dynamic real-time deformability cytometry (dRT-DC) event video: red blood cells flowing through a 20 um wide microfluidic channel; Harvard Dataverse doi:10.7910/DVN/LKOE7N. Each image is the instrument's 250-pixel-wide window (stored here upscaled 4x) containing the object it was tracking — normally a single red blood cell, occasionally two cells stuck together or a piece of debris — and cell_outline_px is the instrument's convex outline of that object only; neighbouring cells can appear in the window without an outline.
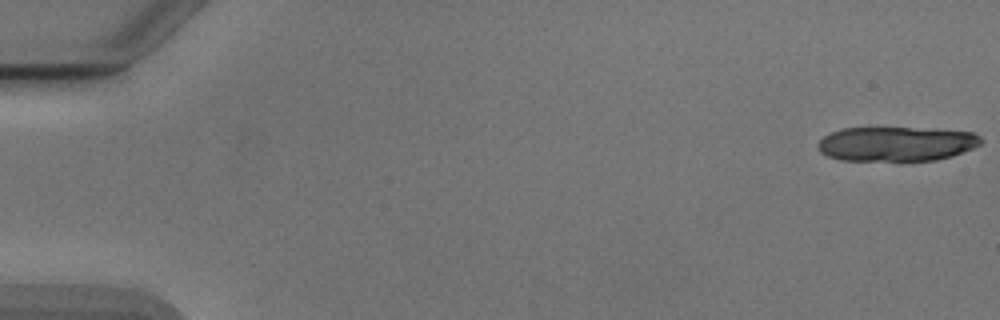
{"species": "Egyptian fruit bat (a non-hibernating species)", "species_latin": "Rousettus aegyptiacus", "temperature_condition": "cold", "stored_images_in_passage": 19, "camera_frame_rate_fps": 3000, "um_per_image_px": 0.085, "animal": {"sex": "male"}, "frame": {"image": 1, "passage_image": 1, "time_ms": 0.0, "image_size_px": [1000, 320], "cell_outline_px": [[984, 140], [980, 144], [972, 148], [952, 156], [936, 160], [900, 164], [840, 160], [828, 156], [820, 152], [816, 148], [816, 144], [824, 136], [832, 132], [844, 128], [936, 128], [972, 132], [980, 136]], "centroid_in_image_um": [76.18, 12.28], "position_along_channel_um": 8.8, "area_um2": 34.33}}